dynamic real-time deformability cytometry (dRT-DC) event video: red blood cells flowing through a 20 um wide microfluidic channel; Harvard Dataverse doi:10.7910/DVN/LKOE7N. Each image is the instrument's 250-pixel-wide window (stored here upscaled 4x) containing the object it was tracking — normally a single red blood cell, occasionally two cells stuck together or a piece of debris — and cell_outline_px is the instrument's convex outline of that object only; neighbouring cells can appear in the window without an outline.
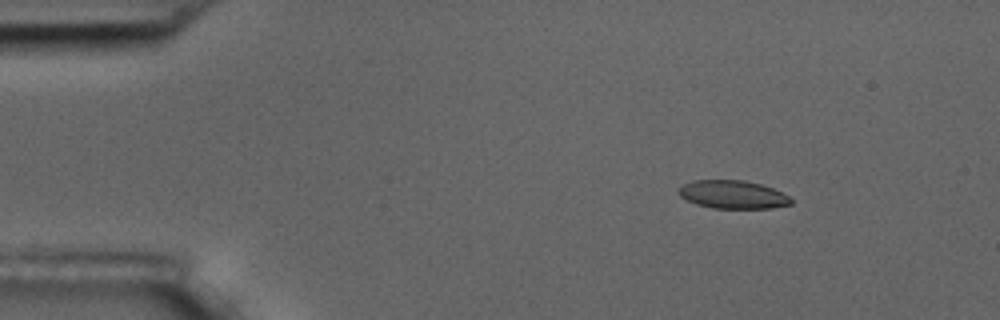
{"species": "common noctule bat (a hibernating species)", "species_latin": "Nyctalus noctula", "temperature_condition": "room temperature", "stored_images_in_passage": 6, "segment_of_instrument_passage": [1, 2], "camera_frame_rate_fps": 3000, "um_per_image_px": 0.085, "animal": {"sex": "male", "body_mass_g": 17.5, "forearm_length_mm": 52.3}, "frame": {"image": 1, "passage_image": 3, "time_ms": 2.333, "image_size_px": [1000, 320], "cell_outline_px": [[792, 204], [772, 208], [712, 208], [696, 204], [680, 196], [676, 192], [684, 184], [692, 180], [744, 180], [760, 184], [772, 188], [788, 196], [792, 200]], "centroid_in_image_um": [62.27, 16.53], "position_along_channel_um": 22.7, "area_um2": 18.38}}